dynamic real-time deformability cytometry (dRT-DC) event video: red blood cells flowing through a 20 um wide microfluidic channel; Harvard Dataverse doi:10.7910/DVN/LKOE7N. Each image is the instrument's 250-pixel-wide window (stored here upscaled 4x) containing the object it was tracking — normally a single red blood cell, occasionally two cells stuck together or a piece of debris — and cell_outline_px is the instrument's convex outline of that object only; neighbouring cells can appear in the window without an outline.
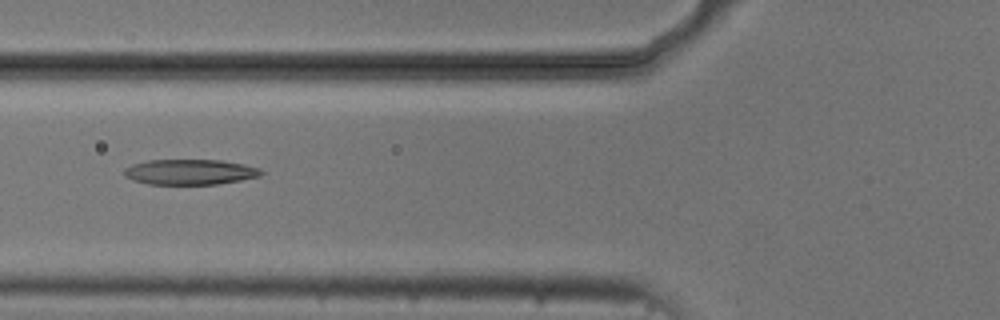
{"species": "common noctule bat (a hibernating species)", "species_latin": "Nyctalus noctula", "temperature_condition": "cold", "stored_images_in_passage": 4, "camera_frame_rate_fps": 3000, "um_per_image_px": 0.085, "animal": {"sex": "male", "body_mass_g": 20.5, "forearm_length_mm": 52.5}, "frame": {"image": 1, "passage_image": 3, "time_ms": 2.333, "image_size_px": [1000, 320], "cell_outline_px": [[264, 172], [260, 176], [240, 180], [216, 184], [148, 184], [132, 180], [124, 176], [124, 168], [132, 164], [148, 160], [220, 160], [244, 164], [260, 168]], "centroid_in_image_um": [16.13, 14.61], "position_along_channel_um": 109.7, "area_um2": 20.29}}
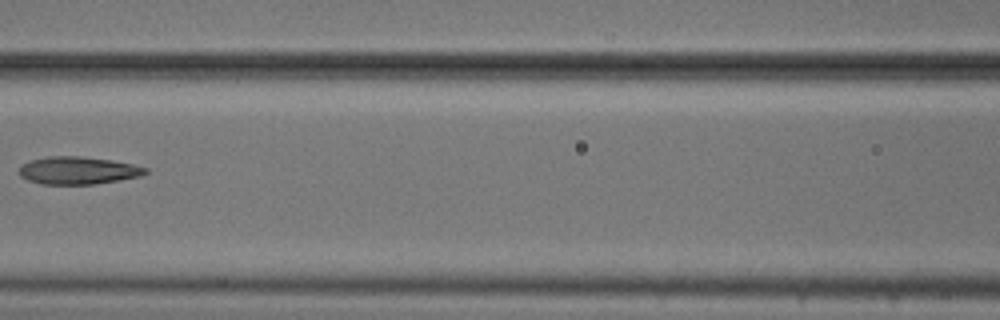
{"frame": {"image": 2, "passage_image": 4, "time_ms": 3.667, "image_size_px": [1000, 320], "cell_outline_px": [[148, 172], [140, 176], [120, 180], [92, 184], [40, 184], [28, 180], [20, 176], [20, 168], [24, 164], [32, 160], [48, 156], [80, 156], [112, 160], [132, 164], [148, 168]], "centroid_in_image_um": [6.65, 14.49], "position_along_channel_um": 159.9, "area_um2": 20.17}}